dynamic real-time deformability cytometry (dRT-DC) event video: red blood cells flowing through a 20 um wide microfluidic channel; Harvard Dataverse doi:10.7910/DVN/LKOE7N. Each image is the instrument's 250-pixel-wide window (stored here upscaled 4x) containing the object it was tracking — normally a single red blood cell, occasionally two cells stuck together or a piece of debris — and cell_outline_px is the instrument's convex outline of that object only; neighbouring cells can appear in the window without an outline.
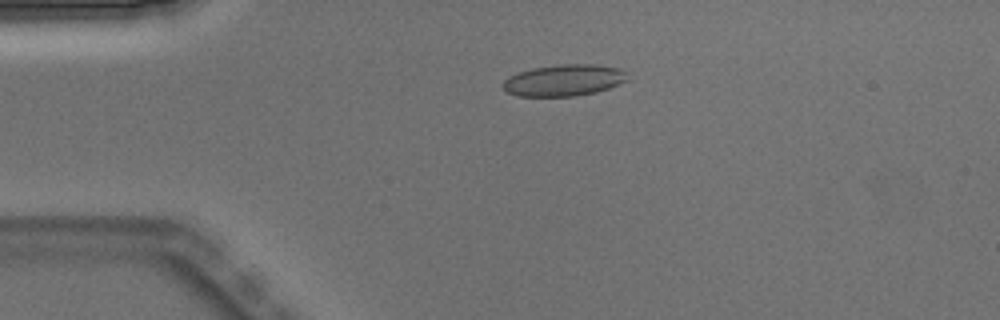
{"species": "Egyptian fruit bat (a non-hibernating species)", "species_latin": "Rousettus aegyptiacus", "temperature_condition": "warm", "stored_images_in_passage": 5, "camera_frame_rate_fps": 3000, "um_per_image_px": 0.085, "animal": {"sex": "male"}, "frame": {"image": 1, "passage_image": 3, "time_ms": 0.667, "image_size_px": [1000, 320], "cell_outline_px": [[628, 80], [608, 88], [596, 92], [572, 96], [516, 96], [508, 92], [504, 88], [504, 80], [508, 76], [532, 68], [560, 64], [596, 64], [620, 68], [624, 72]], "centroid_in_image_um": [47.93, 6.81], "position_along_channel_um": 37.1, "area_um2": 22.72}}